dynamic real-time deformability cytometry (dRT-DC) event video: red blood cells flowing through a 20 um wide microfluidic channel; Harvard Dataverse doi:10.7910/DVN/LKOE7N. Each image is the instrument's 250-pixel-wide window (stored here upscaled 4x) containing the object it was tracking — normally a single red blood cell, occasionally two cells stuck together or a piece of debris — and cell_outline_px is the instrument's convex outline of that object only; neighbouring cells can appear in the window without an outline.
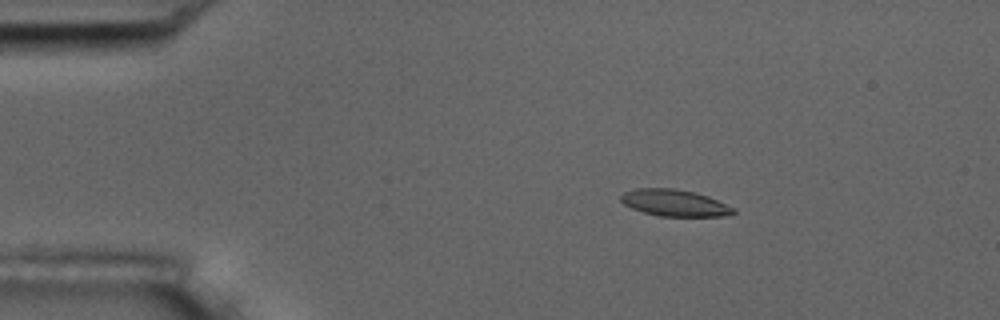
{"species": "common noctule bat (a hibernating species)", "species_latin": "Nyctalus noctula", "temperature_condition": "room temperature", "stored_images_in_passage": 3, "camera_frame_rate_fps": 3000, "um_per_image_px": 0.085, "animal": {"sex": "male", "body_mass_g": 17.5, "forearm_length_mm": 52.3}, "frame": {"image": 1, "passage_image": 1, "time_ms": 0.0, "image_size_px": [1000, 320], "cell_outline_px": [[736, 212], [728, 216], [660, 216], [644, 212], [632, 208], [624, 204], [620, 200], [620, 196], [624, 192], [636, 188], [676, 188], [708, 196], [736, 208]], "centroid_in_image_um": [57.36, 17.24], "position_along_channel_um": 27.6, "area_um2": 17.51}}